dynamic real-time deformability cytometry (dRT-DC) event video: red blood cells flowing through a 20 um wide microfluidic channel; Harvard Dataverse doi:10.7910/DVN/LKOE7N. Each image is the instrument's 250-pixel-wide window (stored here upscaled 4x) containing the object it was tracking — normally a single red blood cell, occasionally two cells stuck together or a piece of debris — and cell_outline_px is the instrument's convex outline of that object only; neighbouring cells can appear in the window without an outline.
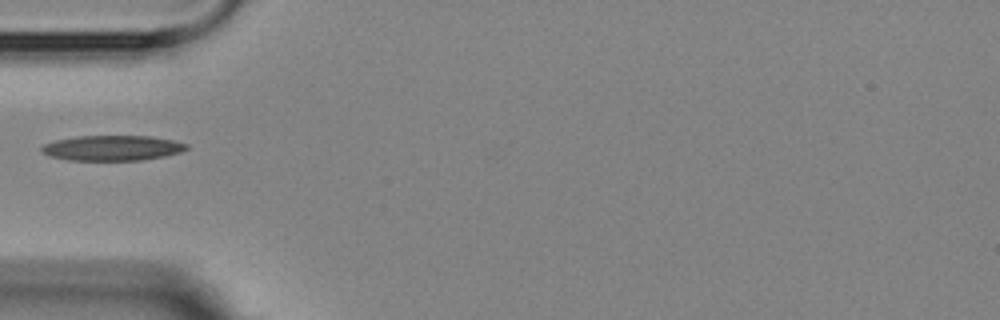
{"species": "Egyptian fruit bat (a non-hibernating species)", "species_latin": "Rousettus aegyptiacus", "temperature_condition": "room temperature", "stored_images_in_passage": 2, "camera_frame_rate_fps": 3000, "um_per_image_px": 0.085, "animal": {"sex": "female"}, "frame": {"image": 1, "passage_image": 1, "time_ms": 0.0, "image_size_px": [1000, 320], "cell_outline_px": [[188, 148], [180, 152], [164, 156], [144, 160], [68, 160], [52, 156], [40, 152], [40, 148], [44, 144], [56, 140], [76, 136], [152, 136], [172, 140], [188, 144]], "centroid_in_image_um": [9.54, 12.57], "position_along_channel_um": 75.5, "area_um2": 21.27}}
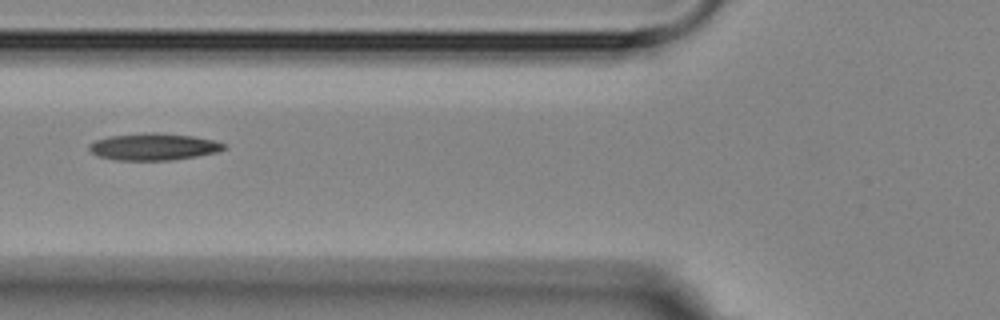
{"frame": {"image": 2, "passage_image": 2, "time_ms": 1.0, "image_size_px": [1000, 320], "cell_outline_px": [[228, 148], [216, 152], [196, 156], [172, 160], [116, 160], [96, 156], [88, 148], [88, 144], [96, 140], [108, 136], [144, 132], [156, 132], [192, 136], [212, 140], [224, 144]], "centroid_in_image_um": [13.01, 12.47], "position_along_channel_um": 112.8, "area_um2": 21.21}}